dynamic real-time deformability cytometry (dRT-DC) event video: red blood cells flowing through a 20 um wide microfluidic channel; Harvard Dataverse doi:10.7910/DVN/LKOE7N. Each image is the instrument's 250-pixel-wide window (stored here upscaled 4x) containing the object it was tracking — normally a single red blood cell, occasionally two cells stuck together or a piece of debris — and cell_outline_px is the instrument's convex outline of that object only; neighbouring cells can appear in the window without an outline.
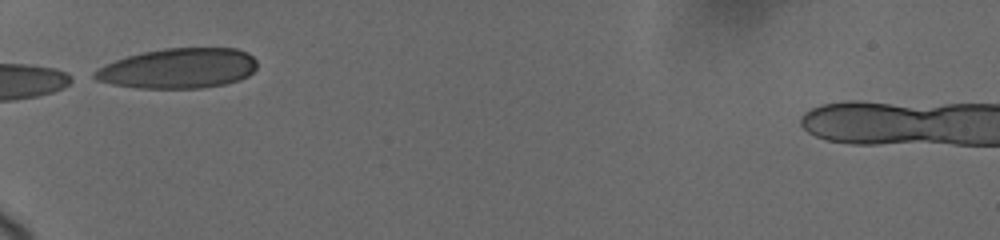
{"species": "human", "species_latin": "Homo sapiens", "temperature_condition": "cold", "stored_images_in_passage": 14, "camera_frame_rate_fps": 3000, "um_per_image_px": 0.085, "donor": {"sex": "female"}, "frame": {"image": 1, "passage_image": 1, "time_ms": 0.0, "image_size_px": [1000, 240], "cell_outline_px": [[256, 68], [248, 76], [224, 84], [200, 88], [140, 88], [112, 84], [96, 80], [88, 76], [92, 72], [116, 60], [128, 56], [144, 52], [164, 48], [236, 48], [248, 52], [256, 60]], "centroid_in_image_um": [15.15, 5.81], "position_along_channel_um": 69.8, "area_um2": 37.86}}
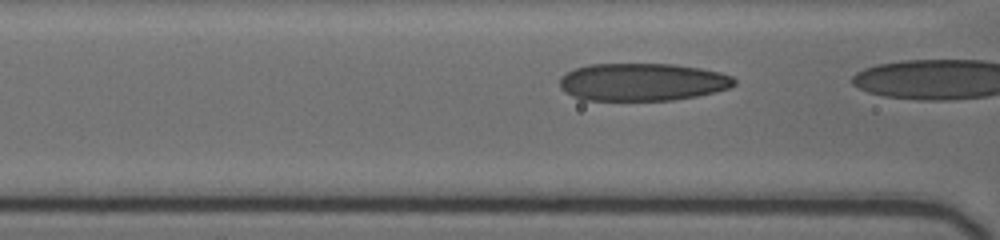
{"frame": {"image": 2, "passage_image": 6, "time_ms": 0.667, "image_size_px": [1000, 240], "cell_outline_px": [[736, 84], [728, 88], [696, 96], [672, 100], [584, 100], [572, 96], [560, 88], [560, 76], [576, 68], [588, 64], [676, 64], [700, 68], [720, 72], [732, 76], [736, 80]], "centroid_in_image_um": [54.59, 6.96], "position_along_channel_um": 112.0, "area_um2": 38.32}}